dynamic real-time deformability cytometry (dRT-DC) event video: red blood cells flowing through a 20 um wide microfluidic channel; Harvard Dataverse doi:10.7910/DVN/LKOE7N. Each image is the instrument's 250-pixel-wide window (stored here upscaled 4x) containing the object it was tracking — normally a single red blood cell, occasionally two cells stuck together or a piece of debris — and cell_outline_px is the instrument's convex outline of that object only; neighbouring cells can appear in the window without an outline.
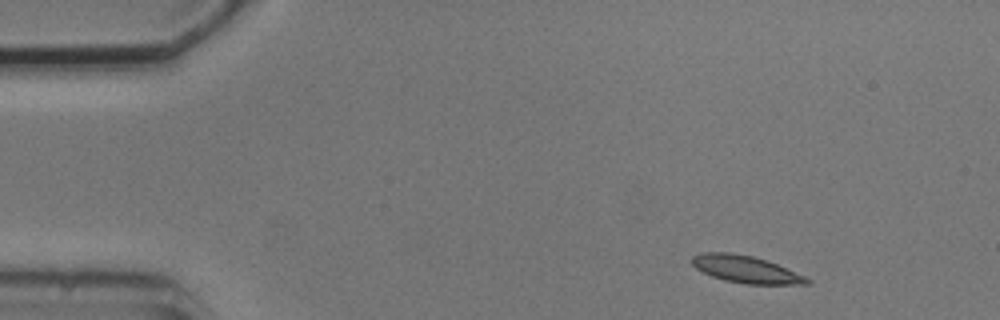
{"species": "common noctule bat (a hibernating species)", "species_latin": "Nyctalus noctula", "temperature_condition": "cold", "stored_images_in_passage": 4, "camera_frame_rate_fps": 3000, "um_per_image_px": 0.085, "animal": {"sex": "male", "body_mass_g": 20.5, "forearm_length_mm": 52.5}, "frame": {"image": 1, "passage_image": 1, "time_ms": 0.0, "image_size_px": [1000, 320], "cell_outline_px": [[812, 284], [744, 284], [724, 280], [712, 276], [696, 268], [692, 264], [692, 256], [700, 252], [732, 252], [752, 256], [776, 264], [804, 276], [812, 280]], "centroid_in_image_um": [63.37, 22.89], "position_along_channel_um": 21.6, "area_um2": 18.09}}
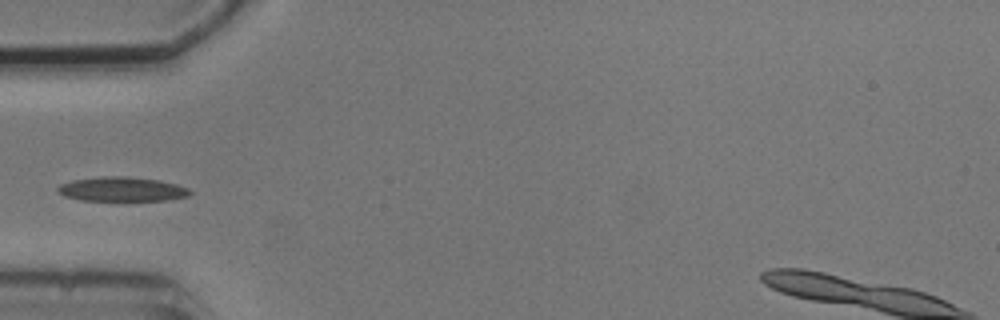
{"frame": {"image": 2, "passage_image": 4, "time_ms": 3.667, "image_size_px": [1000, 320], "cell_outline_px": [[192, 192], [188, 196], [164, 200], [80, 200], [64, 196], [56, 192], [56, 188], [60, 184], [72, 180], [104, 176], [128, 176], [160, 180], [176, 184], [188, 188]], "centroid_in_image_um": [10.33, 16.07], "position_along_channel_um": 74.7, "area_um2": 18.79}}